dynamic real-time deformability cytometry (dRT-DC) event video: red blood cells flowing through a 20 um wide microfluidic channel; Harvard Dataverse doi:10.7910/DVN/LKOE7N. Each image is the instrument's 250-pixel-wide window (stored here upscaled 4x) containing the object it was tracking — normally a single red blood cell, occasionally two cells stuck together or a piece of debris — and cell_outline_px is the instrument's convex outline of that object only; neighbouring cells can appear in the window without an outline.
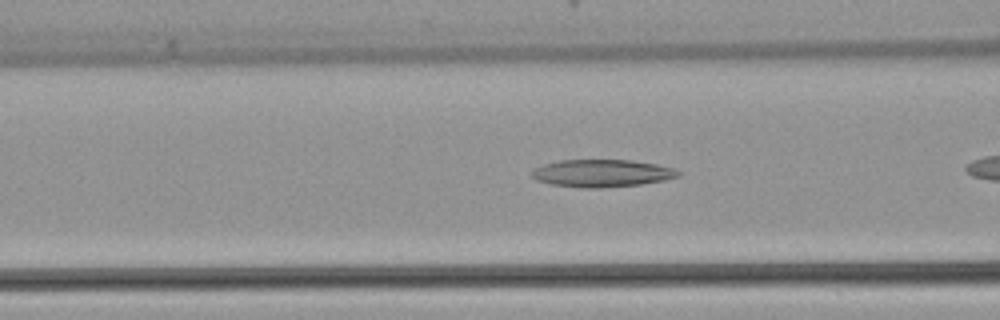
{"species": "common noctule bat (a hibernating species)", "species_latin": "Nyctalus noctula", "temperature_condition": "warm", "stored_images_in_passage": 30, "camera_frame_rate_fps": 3000, "um_per_image_px": 0.085, "animal": {"sex": "female", "body_mass_g": 22.7, "forearm_length_mm": 54.2}, "frame": {"image": 1, "passage_image": 10, "time_ms": 3.0, "image_size_px": [1000, 320], "cell_outline_px": [[680, 176], [664, 180], [640, 184], [600, 188], [584, 188], [552, 184], [536, 180], [532, 176], [532, 168], [544, 164], [560, 160], [632, 160], [656, 164], [672, 168], [680, 172]], "centroid_in_image_um": [51.14, 14.72], "position_along_channel_um": 115.5, "area_um2": 23.35}}
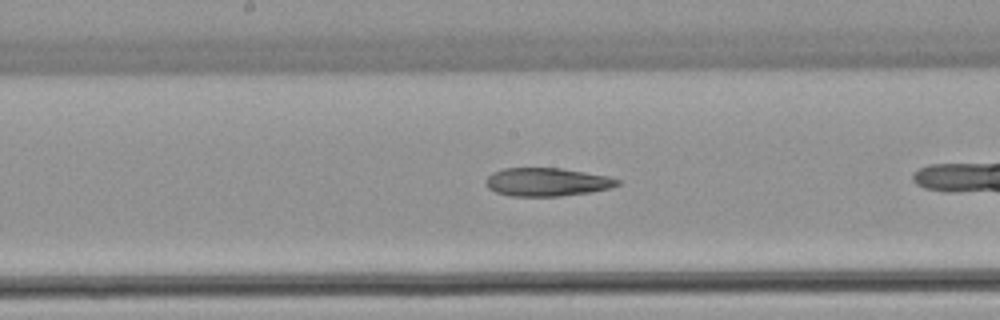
{"frame": {"image": 2, "passage_image": 16, "time_ms": 5.0, "image_size_px": [1000, 320], "cell_outline_px": [[620, 184], [612, 188], [592, 192], [560, 196], [512, 196], [496, 192], [488, 188], [484, 180], [492, 172], [504, 168], [560, 168], [608, 176], [620, 180]], "centroid_in_image_um": [46.49, 15.47], "position_along_channel_um": 201.7, "area_um2": 21.79}}
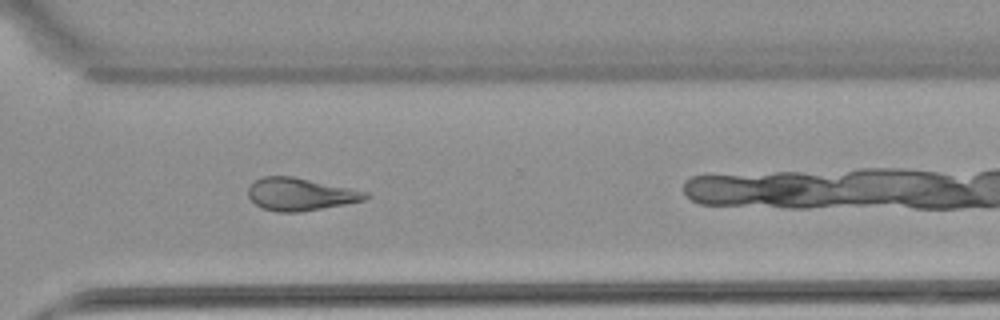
{"frame": {"image": 3, "passage_image": 26, "time_ms": 8.333, "image_size_px": [1000, 320], "cell_outline_px": [[372, 196], [364, 200], [344, 204], [300, 212], [276, 212], [260, 208], [248, 196], [248, 188], [256, 180], [264, 176], [292, 176], [368, 192]], "centroid_in_image_um": [25.51, 16.52], "position_along_channel_um": 345.1, "area_um2": 22.14}}